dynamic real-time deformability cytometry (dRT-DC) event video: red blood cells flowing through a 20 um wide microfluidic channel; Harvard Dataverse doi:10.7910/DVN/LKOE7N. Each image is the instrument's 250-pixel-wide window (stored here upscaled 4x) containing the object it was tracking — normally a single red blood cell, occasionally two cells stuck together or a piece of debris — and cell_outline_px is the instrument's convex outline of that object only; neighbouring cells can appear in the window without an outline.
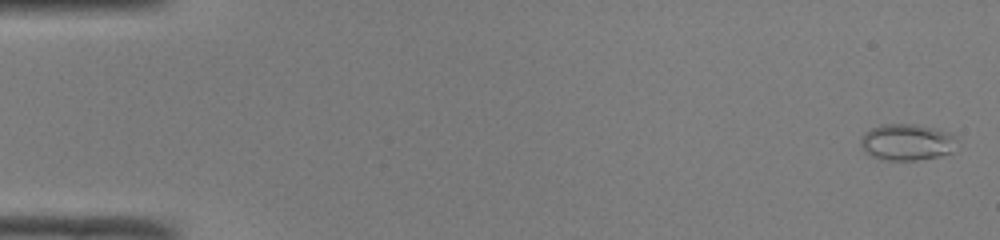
{"species": "common noctule bat (a hibernating species)", "species_latin": "Nyctalus noctula", "temperature_condition": "room temperature", "stored_images_in_passage": 51, "camera_frame_rate_fps": 3000, "um_per_image_px": 0.085, "animal": {"sex": "male", "body_mass_g": 19.0, "forearm_length_mm": 50.8}, "frame": {"image": 1, "passage_image": 2, "time_ms": 0.333, "image_size_px": [1000, 240], "cell_outline_px": [[956, 152], [940, 156], [916, 160], [880, 160], [864, 152], [860, 144], [860, 136], [864, 132], [880, 124], [916, 124], [948, 132], [956, 136]], "centroid_in_image_um": [77.08, 12.09], "position_along_channel_um": 7.9, "area_um2": 20.87}}
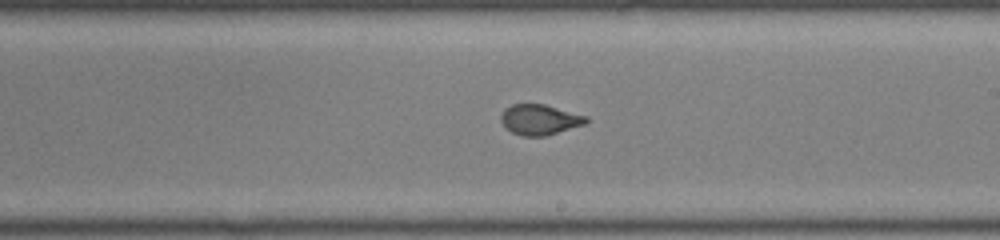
{"frame": {"image": 2, "passage_image": 30, "time_ms": 9.667, "image_size_px": [1000, 240], "cell_outline_px": [[588, 120], [584, 124], [544, 136], [520, 136], [512, 132], [500, 120], [500, 116], [504, 108], [512, 104], [544, 104], [588, 116]], "centroid_in_image_um": [45.86, 10.16], "position_along_channel_um": 243.1, "area_um2": 14.97}}
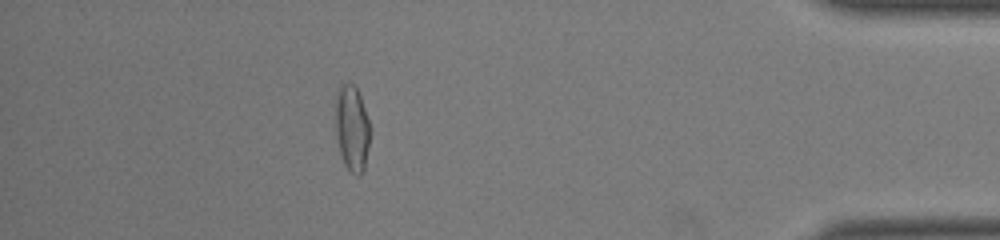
{"frame": {"image": 3, "passage_image": 45, "time_ms": 14.667, "image_size_px": [1000, 240], "cell_outline_px": [[372, 128], [364, 168], [360, 176], [356, 176], [344, 164], [336, 140], [332, 104], [336, 92], [340, 84], [348, 80], [356, 88], [360, 96]], "centroid_in_image_um": [29.87, 10.82], "position_along_channel_um": 405.3, "area_um2": 18.32}}